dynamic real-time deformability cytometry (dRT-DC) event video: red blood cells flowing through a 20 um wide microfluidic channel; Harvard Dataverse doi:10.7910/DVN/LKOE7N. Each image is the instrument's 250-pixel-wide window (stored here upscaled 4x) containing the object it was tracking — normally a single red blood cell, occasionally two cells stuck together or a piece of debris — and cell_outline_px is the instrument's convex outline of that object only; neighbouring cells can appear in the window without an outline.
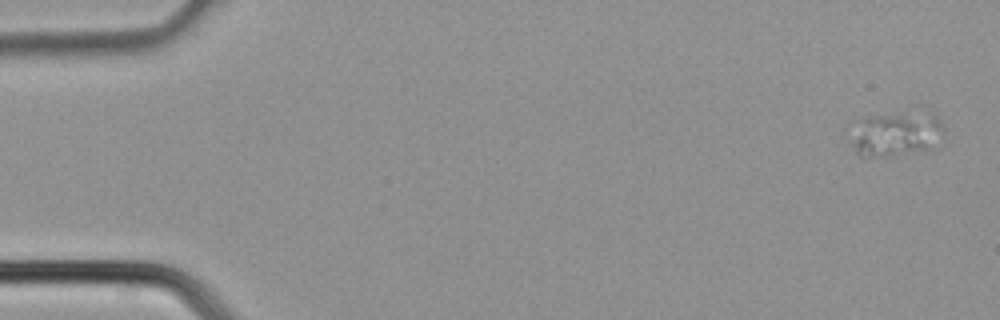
{"species": "common noctule bat (a hibernating species)", "species_latin": "Nyctalus noctula", "temperature_condition": "cold", "stored_images_in_passage": 3, "camera_frame_rate_fps": 3000, "um_per_image_px": 0.085, "animal": {"sex": "male", "body_mass_g": 21.5, "forearm_length_mm": 52.0}, "frame": {"image": 1, "passage_image": 1, "time_ms": 0.0, "image_size_px": [1000, 320], "cell_outline_px": [[928, 148], [892, 156], [864, 160], [856, 152], [856, 140], [860, 120], [868, 116], [904, 116], [916, 124], [928, 144]], "centroid_in_image_um": [75.48, 11.65], "position_along_channel_um": 9.5, "area_um2": 17.74}}
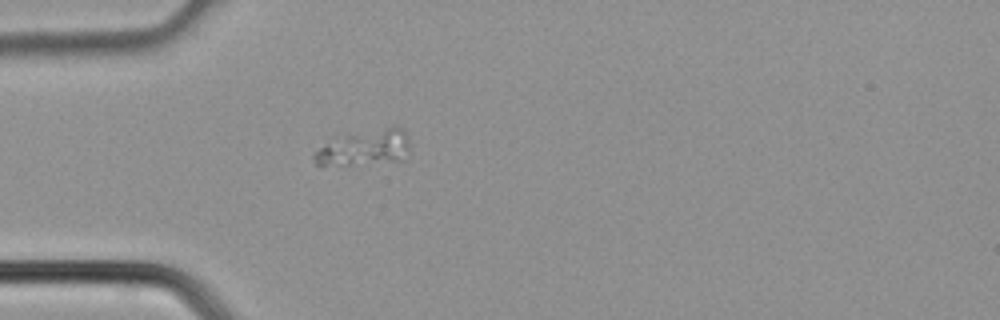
{"frame": {"image": 2, "passage_image": 3, "time_ms": 0.667, "image_size_px": [1000, 320], "cell_outline_px": [[408, 148], [404, 160], [352, 164], [316, 164], [312, 160], [312, 152], [324, 144], [348, 136], [388, 128], [400, 128], [404, 132], [408, 140]], "centroid_in_image_um": [30.97, 12.61], "position_along_channel_um": 54.0, "area_um2": 18.61}}